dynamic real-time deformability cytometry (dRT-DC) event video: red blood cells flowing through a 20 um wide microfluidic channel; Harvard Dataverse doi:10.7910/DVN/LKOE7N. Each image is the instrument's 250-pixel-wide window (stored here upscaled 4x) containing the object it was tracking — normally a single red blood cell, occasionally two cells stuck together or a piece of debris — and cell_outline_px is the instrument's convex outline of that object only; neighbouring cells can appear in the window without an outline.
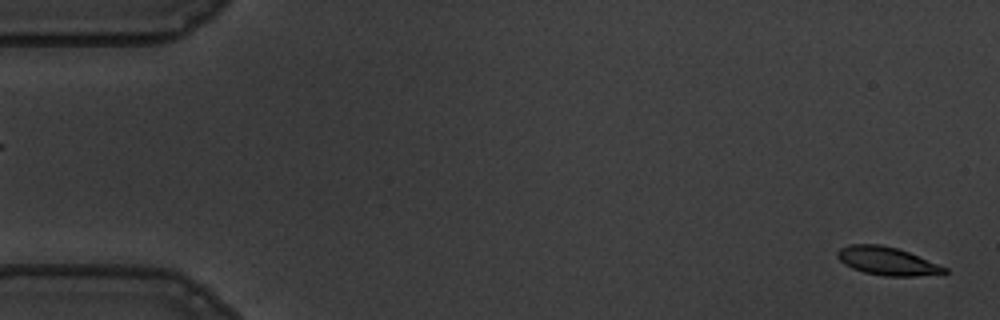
{"species": "common noctule bat (a hibernating species)", "species_latin": "Nyctalus noctula", "temperature_condition": "warm", "stored_images_in_passage": 56, "camera_frame_rate_fps": 3000, "um_per_image_px": 0.085, "animal": {"sex": "male", "body_mass_g": 19.5, "forearm_length_mm": 54.6}, "frame": {"image": 1, "passage_image": 1, "time_ms": 0.0, "image_size_px": [1000, 320], "cell_outline_px": [[948, 272], [916, 276], [884, 276], [864, 272], [852, 268], [844, 264], [836, 256], [836, 252], [840, 248], [848, 244], [880, 244], [896, 248], [908, 252], [948, 268]], "centroid_in_image_um": [75.36, 22.18], "position_along_channel_um": 9.6, "area_um2": 17.46}}
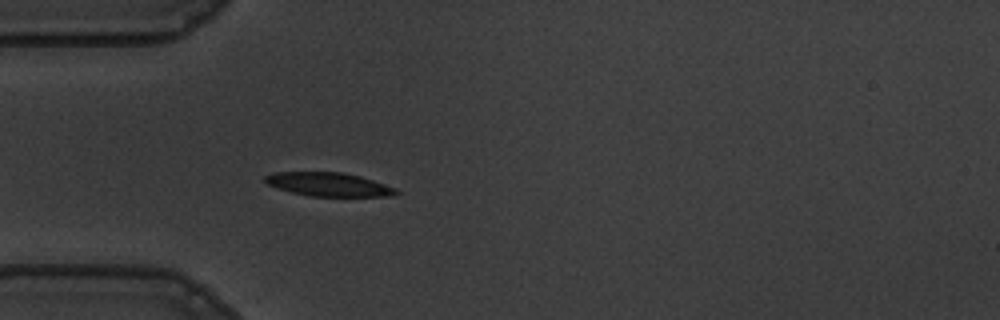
{"frame": {"image": 2, "passage_image": 16, "time_ms": 5.0, "image_size_px": [1000, 320], "cell_outline_px": [[400, 192], [392, 196], [312, 196], [292, 192], [276, 188], [268, 184], [264, 180], [264, 176], [276, 172], [344, 172], [360, 176], [396, 188]], "centroid_in_image_um": [27.94, 15.67], "position_along_channel_um": 57.1, "area_um2": 17.98}}
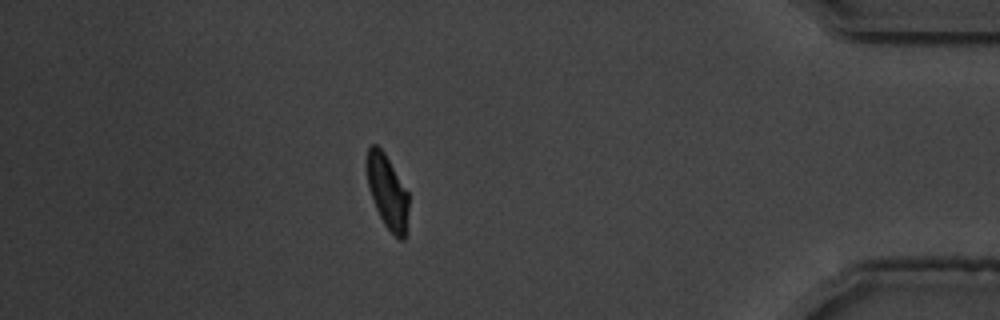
{"frame": {"image": 3, "passage_image": 49, "time_ms": 16.0, "image_size_px": [1000, 320], "cell_outline_px": [[408, 208], [404, 240], [400, 240], [384, 224], [376, 208], [368, 188], [364, 164], [368, 148], [372, 144], [376, 144], [384, 152], [408, 192]], "centroid_in_image_um": [32.88, 16.23], "position_along_channel_um": 402.3, "area_um2": 17.98}, "authors_computed_cell_mechanics": {"area_um2": 18.9295, "velocity_mm_per_s": 3.5673, "shape_relaxation_time_tau1_ms": 3.3926, "shape_relaxation_time_tau2_ms": 1.3489, "deformation_change_tau1": 0.1594, "deformation_change_tau2": 0.0705}}